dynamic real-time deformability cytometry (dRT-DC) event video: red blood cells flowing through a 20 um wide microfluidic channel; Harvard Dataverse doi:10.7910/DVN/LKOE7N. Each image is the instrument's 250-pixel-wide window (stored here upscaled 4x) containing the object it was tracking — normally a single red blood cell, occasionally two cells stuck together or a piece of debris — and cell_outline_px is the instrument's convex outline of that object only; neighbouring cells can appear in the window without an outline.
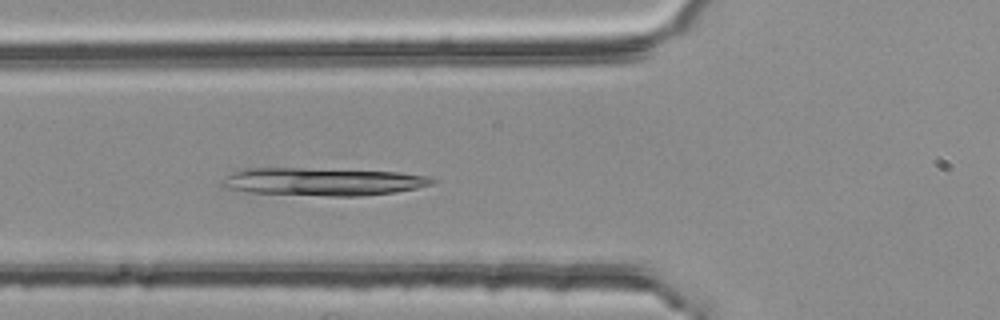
{"species": "common noctule bat (a hibernating species)", "species_latin": "Nyctalus noctula", "temperature_condition": "room temperature", "stored_images_in_passage": 42, "camera_frame_rate_fps": 3000, "um_per_image_px": 0.085, "animal": {"sex": "female", "body_mass_g": 25.1}, "frame": {"image": 1, "passage_image": 10, "time_ms": 3.0, "image_size_px": [1000, 320], "cell_outline_px": [[436, 180], [432, 184], [416, 188], [396, 192], [360, 196], [332, 196], [248, 192], [224, 188], [220, 184], [220, 180], [224, 176], [244, 168], [304, 168], [396, 172], [428, 176]], "centroid_in_image_um": [27.37, 15.44], "position_along_channel_um": 98.4, "area_um2": 34.04}}
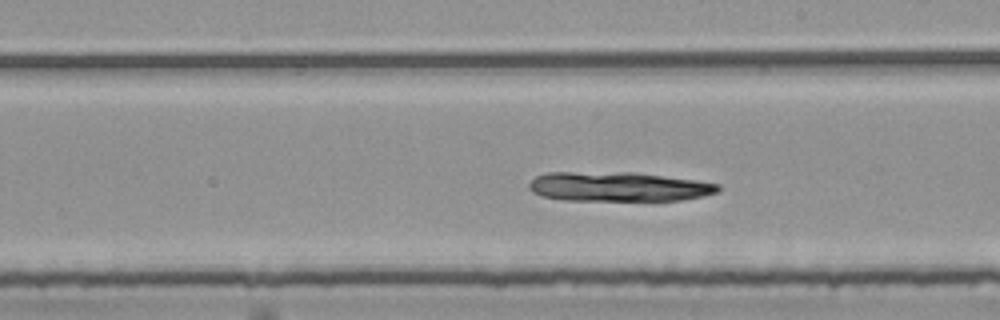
{"frame": {"image": 2, "passage_image": 21, "time_ms": 6.667, "image_size_px": [1000, 320], "cell_outline_px": [[720, 192], [680, 200], [564, 200], [544, 196], [532, 192], [528, 188], [528, 184], [536, 176], [548, 172], [628, 172], [696, 180], [720, 184]], "centroid_in_image_um": [52.54, 15.86], "position_along_channel_um": 236.5, "area_um2": 32.25}}
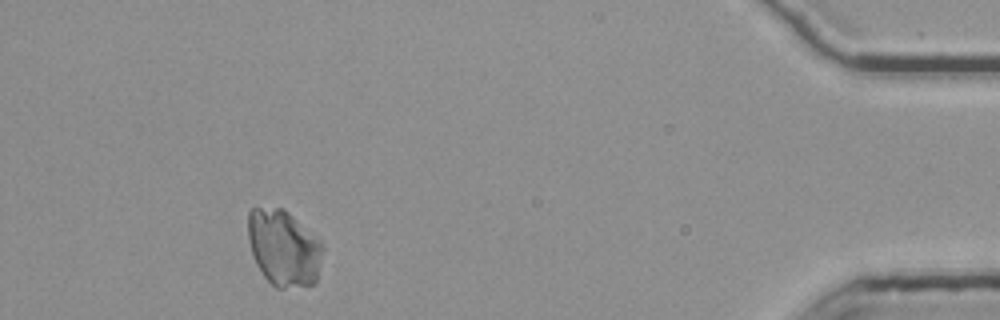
{"frame": {"image": 3, "passage_image": 40, "time_ms": 13.0, "image_size_px": [1000, 320], "cell_outline_px": [[324, 248], [316, 284], [284, 288], [276, 288], [260, 272], [252, 256], [248, 240], [248, 212], [252, 208], [284, 208], [324, 244]], "centroid_in_image_um": [24.12, 21.09], "position_along_channel_um": 411.1, "area_um2": 33.47}}